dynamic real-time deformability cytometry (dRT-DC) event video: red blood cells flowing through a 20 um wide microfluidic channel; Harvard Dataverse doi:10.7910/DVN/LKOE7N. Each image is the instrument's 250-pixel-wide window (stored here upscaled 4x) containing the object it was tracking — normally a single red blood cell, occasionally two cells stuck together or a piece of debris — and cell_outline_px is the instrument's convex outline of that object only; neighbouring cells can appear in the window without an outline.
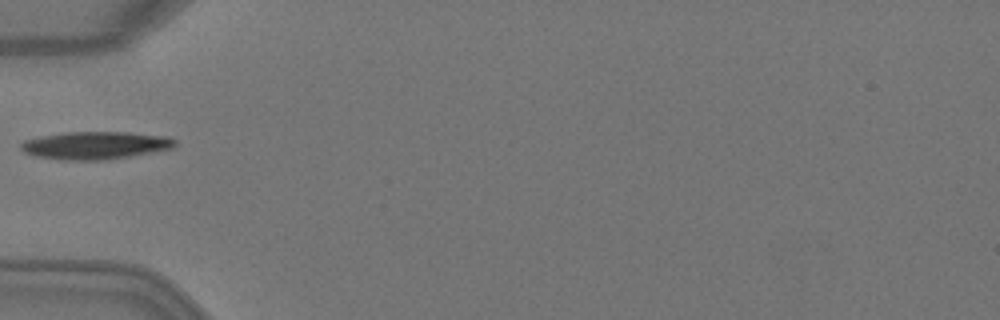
{"species": "Egyptian fruit bat (a non-hibernating species)", "species_latin": "Rousettus aegyptiacus", "temperature_condition": "warm", "stored_images_in_passage": 1, "camera_frame_rate_fps": 3000, "um_per_image_px": 0.085, "animal": {"sex": "female"}, "frame": {"image": 1, "passage_image": 1, "time_ms": 0.0, "image_size_px": [1000, 320], "cell_outline_px": [[176, 144], [172, 148], [128, 156], [100, 160], [60, 160], [36, 156], [24, 152], [20, 148], [20, 144], [24, 140], [40, 136], [64, 132], [128, 132], [168, 136], [176, 140]], "centroid_in_image_um": [8.07, 12.34], "position_along_channel_um": 76.9, "area_um2": 24.8}}